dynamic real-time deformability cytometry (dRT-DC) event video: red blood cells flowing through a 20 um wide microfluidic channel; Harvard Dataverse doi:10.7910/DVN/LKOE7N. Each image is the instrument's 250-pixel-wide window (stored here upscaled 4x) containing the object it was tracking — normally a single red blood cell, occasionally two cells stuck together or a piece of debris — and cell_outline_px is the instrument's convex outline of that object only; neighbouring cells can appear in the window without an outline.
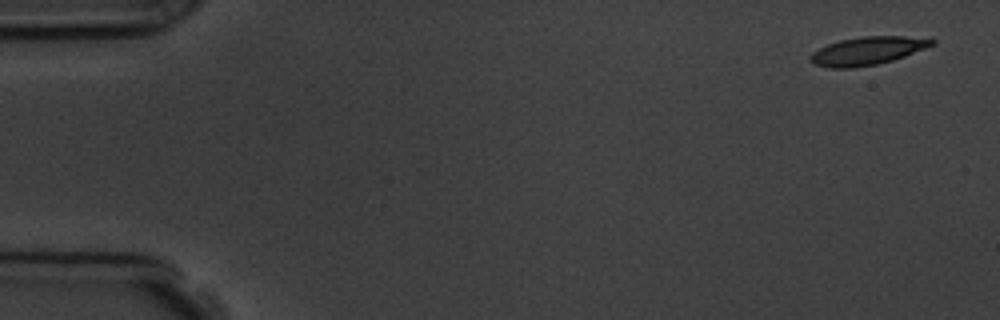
{"species": "common noctule bat (a hibernating species)", "species_latin": "Nyctalus noctula", "temperature_condition": "room temperature", "stored_images_in_passage": 4, "camera_frame_rate_fps": 3000, "um_per_image_px": 0.085, "animal": {"sex": "male", "body_mass_g": 19.5, "forearm_length_mm": 54.6}, "frame": {"image": 1, "passage_image": 1, "time_ms": 0.0, "image_size_px": [1000, 320], "cell_outline_px": [[936, 44], [904, 56], [892, 60], [876, 64], [852, 68], [828, 68], [816, 64], [808, 60], [812, 52], [828, 44], [840, 40], [864, 36], [904, 36], [936, 40]], "centroid_in_image_um": [73.71, 4.32], "position_along_channel_um": 11.3, "area_um2": 19.71}}
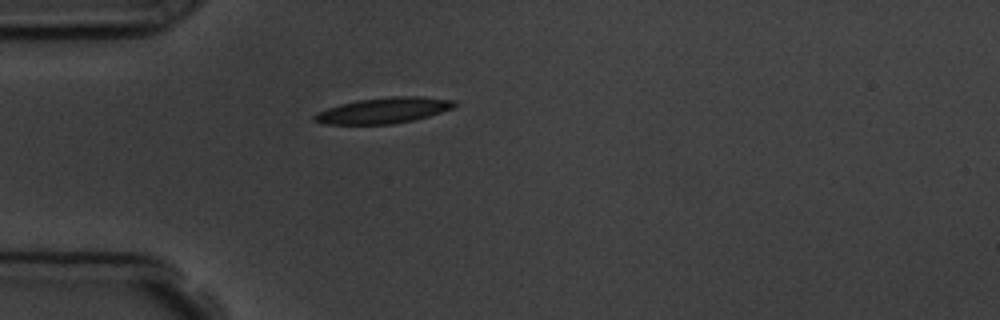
{"frame": {"image": 2, "passage_image": 4, "time_ms": 4.333, "image_size_px": [1000, 320], "cell_outline_px": [[456, 104], [452, 108], [428, 116], [412, 120], [392, 124], [324, 124], [312, 120], [312, 116], [316, 112], [340, 104], [356, 100], [392, 96], [420, 96], [456, 100]], "centroid_in_image_um": [32.57, 9.38], "position_along_channel_um": 52.4, "area_um2": 21.04}}